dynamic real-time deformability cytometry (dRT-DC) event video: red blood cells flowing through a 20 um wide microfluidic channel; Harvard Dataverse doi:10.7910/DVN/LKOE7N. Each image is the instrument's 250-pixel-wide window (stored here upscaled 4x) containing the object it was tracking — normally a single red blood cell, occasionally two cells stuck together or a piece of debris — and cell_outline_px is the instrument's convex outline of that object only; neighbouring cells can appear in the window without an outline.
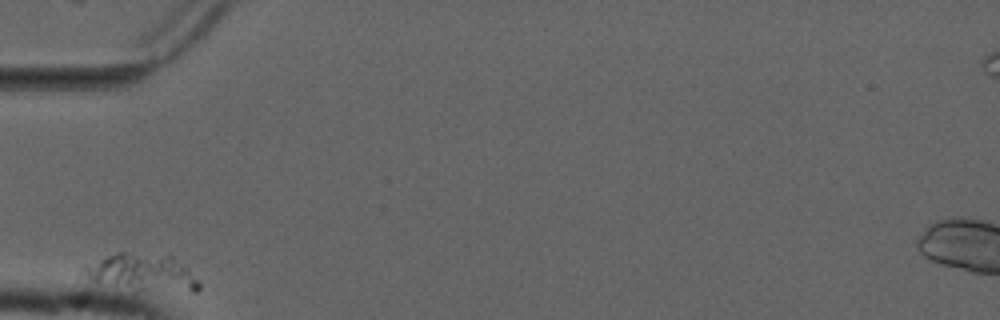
{"species": "common noctule bat (a hibernating species)", "species_latin": "Nyctalus noctula", "temperature_condition": "cold", "stored_images_in_passage": 33, "camera_frame_rate_fps": 3000, "um_per_image_px": 0.085, "animal": {"sex": "male", "forearm_length_mm": 52.5}, "frame": {"image": 1, "passage_image": 1, "time_ms": 0.0, "image_size_px": [1000, 320], "cell_outline_px": [[200, 288], [196, 292], [136, 292], [76, 276], [80, 268], [84, 264], [116, 252], [124, 252], [172, 256], [188, 268], [200, 284]], "centroid_in_image_um": [11.99, 23.21], "position_along_channel_um": 73.0, "area_um2": 26.01}}
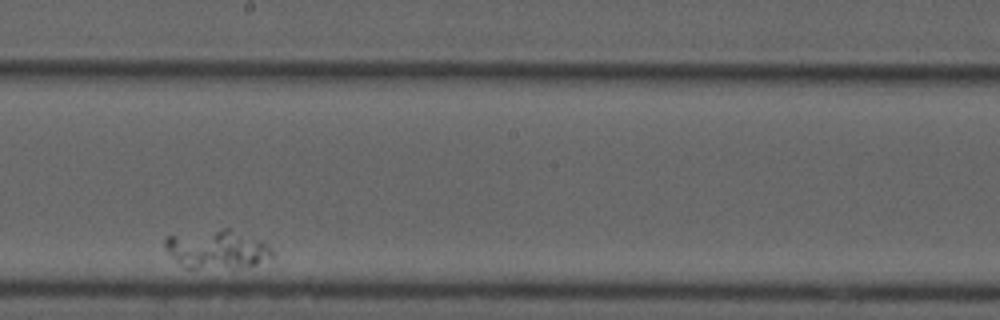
{"frame": {"image": 2, "passage_image": 19, "time_ms": 6.0, "image_size_px": [1000, 320], "cell_outline_px": [[272, 256], [256, 264], [232, 268], [184, 268], [164, 248], [164, 236], [224, 228], [228, 228], [260, 240], [268, 244], [272, 252]], "centroid_in_image_um": [18.4, 21.18], "position_along_channel_um": 229.8, "area_um2": 23.99}}
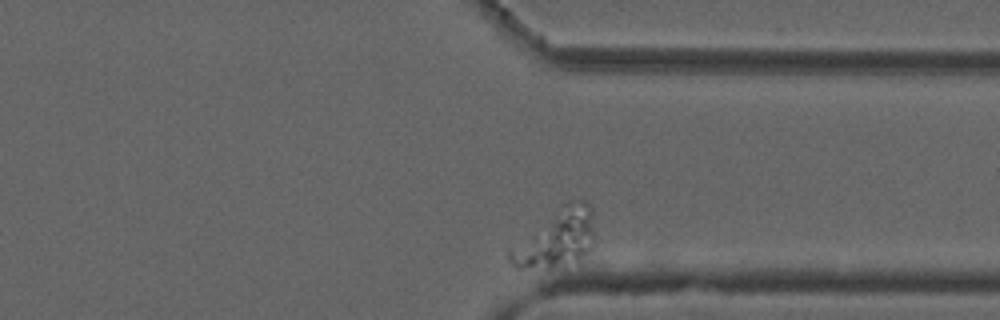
{"frame": {"image": 3, "passage_image": 33, "time_ms": 10.667, "image_size_px": [1000, 320], "cell_outline_px": [[592, 248], [580, 264], [548, 268], [516, 268], [508, 260], [508, 248], [568, 200], [584, 200], [588, 204], [592, 212]], "centroid_in_image_um": [47.28, 20.32], "position_along_channel_um": 364.1, "area_um2": 28.84}}